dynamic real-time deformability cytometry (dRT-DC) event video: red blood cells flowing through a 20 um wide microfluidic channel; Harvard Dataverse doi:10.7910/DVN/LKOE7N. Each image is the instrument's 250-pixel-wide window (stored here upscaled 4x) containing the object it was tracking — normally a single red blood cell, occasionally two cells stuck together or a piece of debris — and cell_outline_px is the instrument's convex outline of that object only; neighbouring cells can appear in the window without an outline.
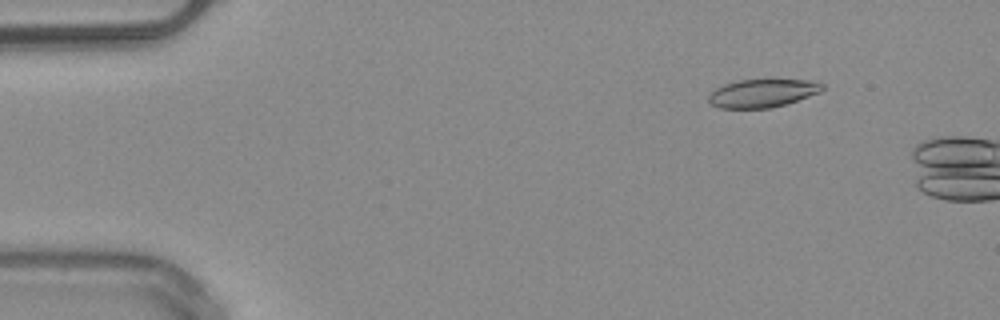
{"species": "common noctule bat (a hibernating species)", "species_latin": "Nyctalus noctula", "temperature_condition": "warm", "stored_images_in_passage": 8, "camera_frame_rate_fps": 3000, "um_per_image_px": 0.085, "animal": {"sex": "male", "body_mass_g": 20.4}, "frame": {"image": 1, "passage_image": 6, "time_ms": 1.667, "image_size_px": [1000, 320], "cell_outline_px": [[824, 88], [820, 92], [772, 108], [720, 108], [712, 104], [708, 100], [708, 96], [716, 88], [724, 84], [736, 80], [816, 80], [824, 84]], "centroid_in_image_um": [64.81, 7.91], "position_along_channel_um": 20.2, "area_um2": 18.55}}